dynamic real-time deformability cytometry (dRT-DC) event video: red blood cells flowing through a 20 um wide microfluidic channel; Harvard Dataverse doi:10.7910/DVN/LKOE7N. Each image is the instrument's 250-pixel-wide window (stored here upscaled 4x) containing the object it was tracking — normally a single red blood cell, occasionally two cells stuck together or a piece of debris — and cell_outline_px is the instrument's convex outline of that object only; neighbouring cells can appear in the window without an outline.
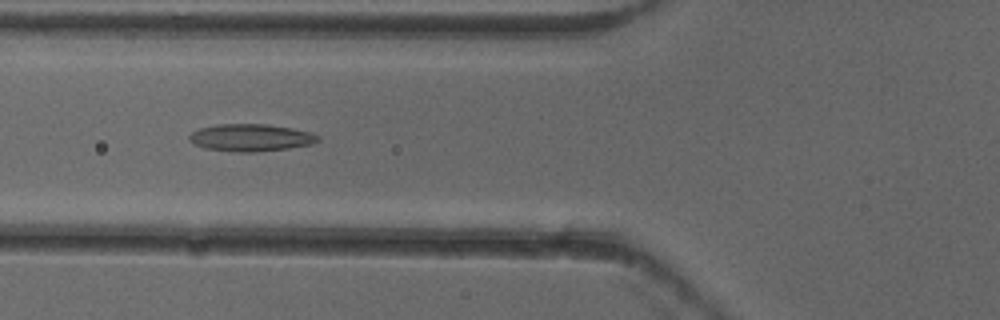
{"species": "common noctule bat (a hibernating species)", "species_latin": "Nyctalus noctula", "temperature_condition": "cold", "stored_images_in_passage": 38, "camera_frame_rate_fps": 3000, "um_per_image_px": 0.085, "animal": {"sex": "female"}, "frame": {"image": 1, "passage_image": 13, "time_ms": 4.0, "image_size_px": [1000, 320], "cell_outline_px": [[320, 140], [312, 144], [288, 148], [256, 152], [236, 152], [204, 148], [188, 140], [188, 136], [192, 132], [200, 128], [216, 124], [268, 124], [292, 128], [312, 132], [320, 136]], "centroid_in_image_um": [21.33, 11.69], "position_along_channel_um": 104.5, "area_um2": 20.58}}
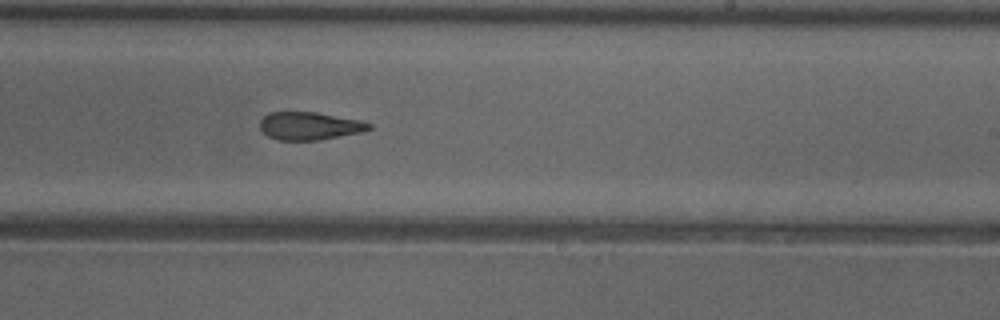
{"frame": {"image": 2, "passage_image": 25, "time_ms": 8.0, "image_size_px": [1000, 320], "cell_outline_px": [[372, 128], [360, 132], [320, 140], [276, 140], [268, 136], [260, 128], [260, 120], [268, 112], [316, 112], [360, 120], [372, 124]], "centroid_in_image_um": [26.29, 10.7], "position_along_channel_um": 262.7, "area_um2": 17.69}}
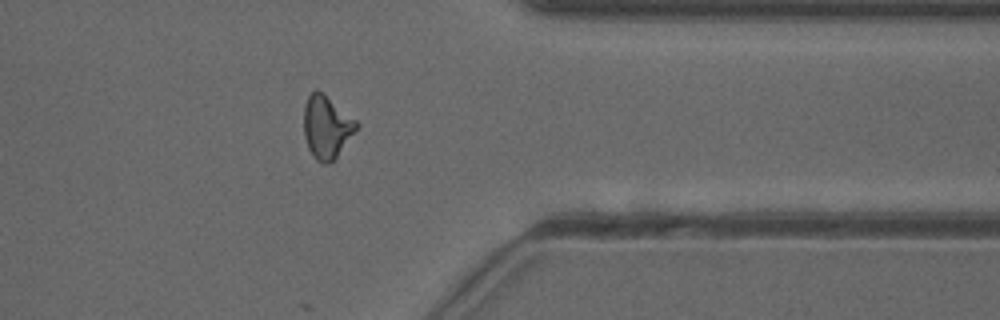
{"frame": {"image": 3, "passage_image": 35, "time_ms": 11.333, "image_size_px": [1000, 320], "cell_outline_px": [[360, 124], [336, 156], [328, 164], [324, 164], [316, 160], [312, 156], [308, 148], [304, 136], [304, 104], [308, 96], [316, 88], [324, 92], [356, 120]], "centroid_in_image_um": [27.74, 10.75], "position_along_channel_um": 383.7, "area_um2": 19.25}, "authors_computed_cell_mechanics": {"area_um2": 19.2474, "velocity_mm_per_s": 3.9584, "shape_relaxation_time_tau1_ms": null, "shape_relaxation_time_tau2_ms": 2.6718, "deformation_change_tau1": null, "deformation_change_tau2": 0.1191}}